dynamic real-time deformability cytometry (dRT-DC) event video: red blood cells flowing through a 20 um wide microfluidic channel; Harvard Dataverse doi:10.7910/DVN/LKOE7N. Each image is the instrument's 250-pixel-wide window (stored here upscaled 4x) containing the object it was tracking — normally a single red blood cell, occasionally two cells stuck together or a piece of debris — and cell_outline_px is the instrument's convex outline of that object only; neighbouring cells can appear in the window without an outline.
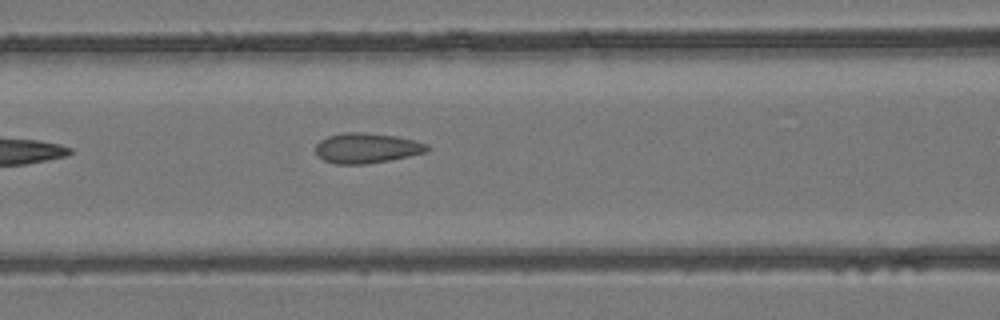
{"species": "common noctule bat (a hibernating species)", "species_latin": "Nyctalus noctula", "temperature_condition": "room temperature", "stored_images_in_passage": 6, "camera_frame_rate_fps": 3000, "um_per_image_px": 0.085, "animal": {"sex": "female", "body_mass_g": 24.6, "forearm_length_mm": 56.2}, "frame": {"image": 1, "passage_image": 6, "time_ms": 1.667, "image_size_px": [1000, 320], "cell_outline_px": [[432, 148], [424, 152], [408, 156], [388, 160], [364, 164], [336, 164], [324, 160], [316, 152], [316, 144], [320, 140], [328, 136], [344, 132], [364, 132], [396, 136], [416, 140], [428, 144]], "centroid_in_image_um": [31.18, 12.57], "position_along_channel_um": 135.4, "area_um2": 19.54}}